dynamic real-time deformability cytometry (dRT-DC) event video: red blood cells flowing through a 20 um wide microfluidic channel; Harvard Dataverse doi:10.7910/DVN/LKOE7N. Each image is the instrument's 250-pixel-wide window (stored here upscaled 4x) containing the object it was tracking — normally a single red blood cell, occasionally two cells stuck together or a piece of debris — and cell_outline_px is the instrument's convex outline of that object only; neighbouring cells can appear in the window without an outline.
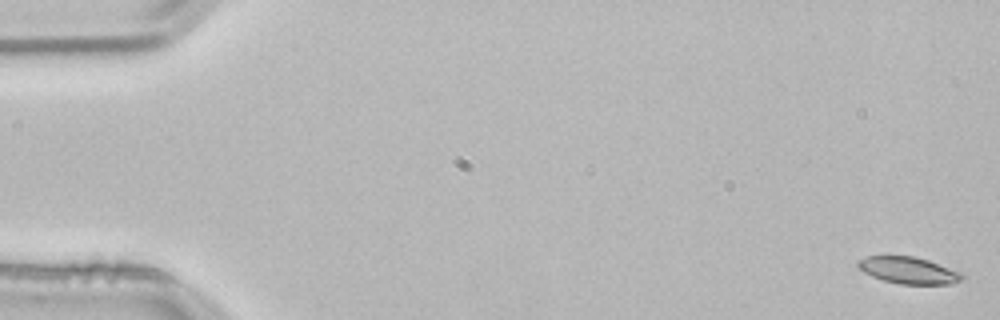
{"species": "common noctule bat (a hibernating species)", "species_latin": "Nyctalus noctula", "temperature_condition": "room temperature", "stored_images_in_passage": 5, "segment_of_instrument_passage": [1, 2], "camera_frame_rate_fps": 3000, "um_per_image_px": 0.085, "animal": {"sex": "male", "body_mass_g": 21.5, "forearm_length_mm": 52.0}, "frame": {"image": 1, "passage_image": 1, "time_ms": 0.0, "image_size_px": [1000, 320], "cell_outline_px": [[964, 276], [960, 280], [952, 284], [900, 284], [884, 280], [872, 276], [864, 272], [856, 264], [856, 260], [864, 256], [916, 256], [928, 260], [956, 272]], "centroid_in_image_um": [77.13, 22.97], "position_along_channel_um": 7.9, "area_um2": 15.95}}
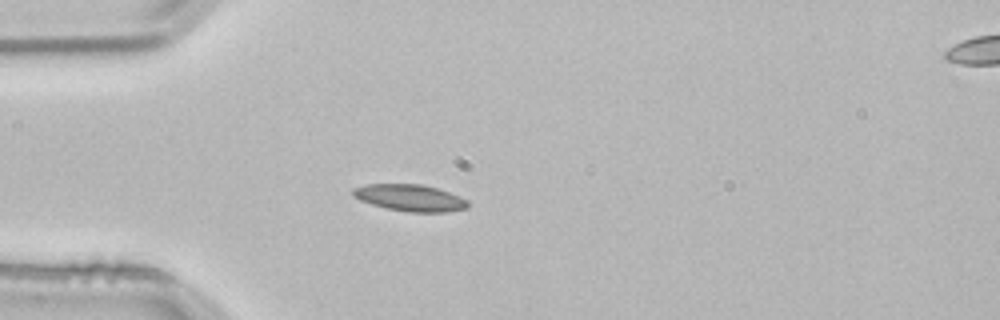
{"frame": {"image": 2, "passage_image": 4, "time_ms": 1.0, "image_size_px": [1000, 320], "cell_outline_px": [[468, 208], [444, 212], [408, 212], [388, 208], [372, 204], [360, 200], [352, 192], [352, 188], [364, 184], [420, 184], [436, 188], [448, 192], [468, 200]], "centroid_in_image_um": [34.85, 16.81], "position_along_channel_um": 50.2, "area_um2": 17.69}}